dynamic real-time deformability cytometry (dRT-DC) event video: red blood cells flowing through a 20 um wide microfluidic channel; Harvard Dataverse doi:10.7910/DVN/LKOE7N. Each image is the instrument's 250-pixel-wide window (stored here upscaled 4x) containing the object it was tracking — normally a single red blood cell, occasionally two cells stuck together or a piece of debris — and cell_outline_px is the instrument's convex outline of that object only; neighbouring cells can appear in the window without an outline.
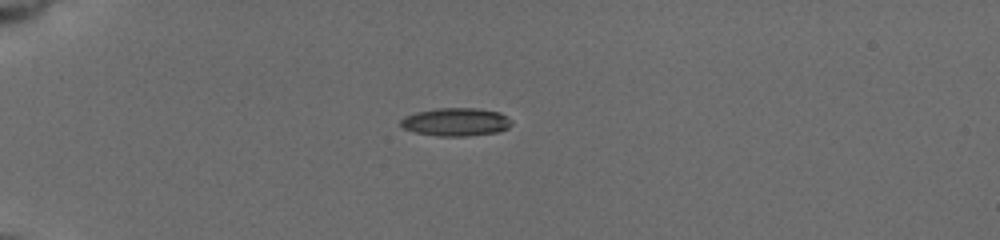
{"species": "common noctule bat (a hibernating species)", "species_latin": "Nyctalus noctula", "temperature_condition": "cold", "stored_images_in_passage": 21, "camera_frame_rate_fps": 3000, "um_per_image_px": 0.085, "animal": {"sex": "female", "body_mass_g": 19.5, "forearm_length_mm": 54.1}, "frame": {"image": 1, "passage_image": 1, "time_ms": 0.0, "image_size_px": [1000, 240], "cell_outline_px": [[512, 124], [508, 128], [496, 132], [468, 136], [436, 136], [416, 132], [404, 128], [400, 124], [400, 120], [404, 116], [416, 112], [436, 108], [476, 108], [500, 112], [512, 120]], "centroid_in_image_um": [38.75, 10.36], "position_along_channel_um": 46.2, "area_um2": 18.21}}
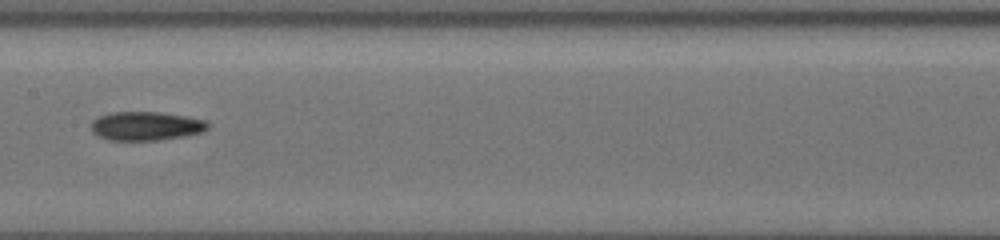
{"frame": {"image": 2, "passage_image": 12, "time_ms": 5.0, "image_size_px": [1000, 240], "cell_outline_px": [[212, 124], [208, 128], [200, 132], [184, 136], [156, 140], [108, 140], [92, 132], [92, 120], [96, 116], [112, 112], [160, 112], [188, 116], [208, 120]], "centroid_in_image_um": [12.44, 10.69], "position_along_channel_um": 195.0, "area_um2": 19.77}}
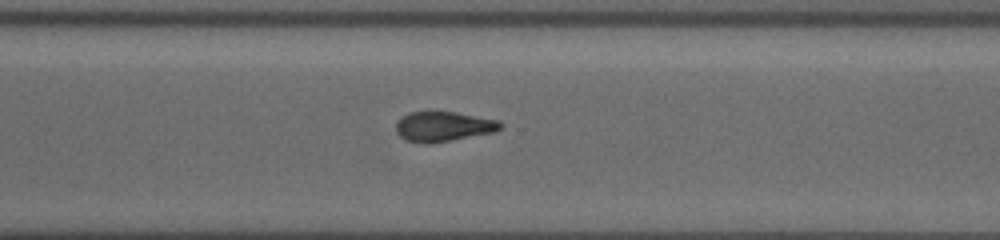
{"frame": {"image": 3, "passage_image": 21, "time_ms": 8.667, "image_size_px": [1000, 240], "cell_outline_px": [[504, 124], [500, 128], [492, 132], [448, 140], [424, 144], [420, 144], [408, 140], [400, 136], [396, 132], [396, 120], [400, 116], [408, 112], [456, 112], [500, 120]], "centroid_in_image_um": [37.64, 10.73], "position_along_channel_um": 333.0, "area_um2": 18.09}}